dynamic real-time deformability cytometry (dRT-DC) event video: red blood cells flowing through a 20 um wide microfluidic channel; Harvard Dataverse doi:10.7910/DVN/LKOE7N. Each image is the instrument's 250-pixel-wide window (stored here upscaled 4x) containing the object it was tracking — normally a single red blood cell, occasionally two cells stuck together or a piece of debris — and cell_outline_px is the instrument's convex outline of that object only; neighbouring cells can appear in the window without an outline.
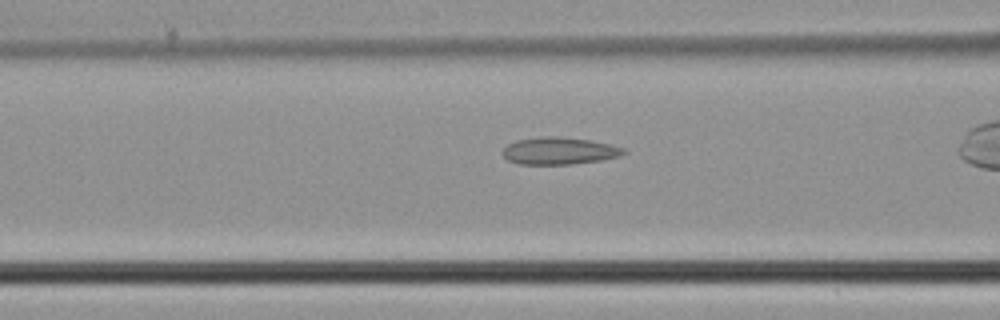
{"species": "common noctule bat (a hibernating species)", "species_latin": "Nyctalus noctula", "temperature_condition": "cold", "stored_images_in_passage": 26, "camera_frame_rate_fps": 3000, "um_per_image_px": 0.085, "animal": {"sex": "male", "body_mass_g": 21.5, "forearm_length_mm": 52.0}, "frame": {"image": 1, "passage_image": 8, "time_ms": 2.333, "image_size_px": [1000, 320], "cell_outline_px": [[628, 152], [620, 156], [600, 160], [572, 164], [520, 164], [508, 160], [500, 152], [508, 144], [516, 140], [548, 136], [560, 136], [592, 140], [612, 144], [624, 148]], "centroid_in_image_um": [47.56, 12.81], "position_along_channel_um": 119.0, "area_um2": 19.31}}
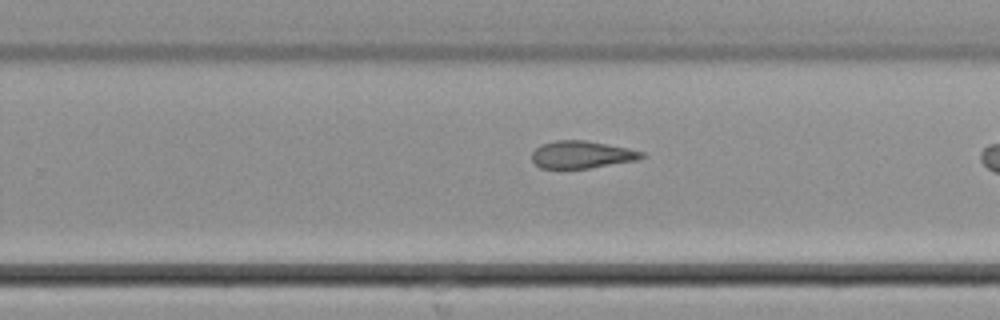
{"frame": {"image": 2, "passage_image": 19, "time_ms": 6.0, "image_size_px": [1000, 320], "cell_outline_px": [[648, 156], [636, 160], [588, 168], [540, 168], [532, 160], [532, 152], [540, 144], [556, 140], [584, 140], [628, 148], [644, 152]], "centroid_in_image_um": [49.44, 13.13], "position_along_channel_um": 280.4, "area_um2": 17.46}}
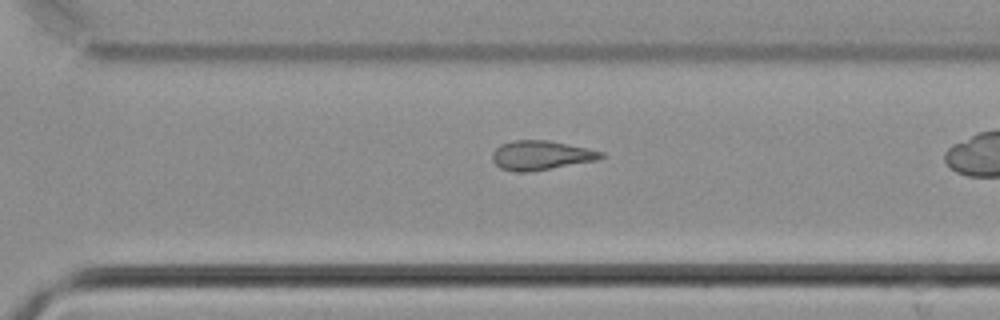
{"frame": {"image": 3, "passage_image": 22, "time_ms": 7.0, "image_size_px": [1000, 320], "cell_outline_px": [[608, 156], [596, 160], [528, 172], [516, 172], [500, 168], [492, 160], [492, 152], [500, 144], [516, 140], [548, 140], [588, 148], [604, 152]], "centroid_in_image_um": [45.99, 13.19], "position_along_channel_um": 324.6, "area_um2": 18.55}}